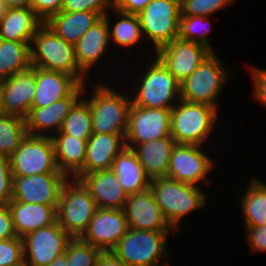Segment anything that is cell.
<instances>
[{"label": "cell", "instance_id": "6da1fadb", "mask_svg": "<svg viewBox=\"0 0 266 266\" xmlns=\"http://www.w3.org/2000/svg\"><path fill=\"white\" fill-rule=\"evenodd\" d=\"M91 85V95L88 93L87 84H84L82 98L91 108L92 132L121 135L124 139L128 129L129 111L131 107V96L129 93H122L116 87L112 88L108 83ZM128 95V96H127Z\"/></svg>", "mask_w": 266, "mask_h": 266}, {"label": "cell", "instance_id": "7a4b0ae2", "mask_svg": "<svg viewBox=\"0 0 266 266\" xmlns=\"http://www.w3.org/2000/svg\"><path fill=\"white\" fill-rule=\"evenodd\" d=\"M150 58L143 65L142 74H137L141 77L135 80L137 88L134 85L133 91L128 90L131 103L145 108L172 109L181 99L180 83L154 55Z\"/></svg>", "mask_w": 266, "mask_h": 266}, {"label": "cell", "instance_id": "3957f363", "mask_svg": "<svg viewBox=\"0 0 266 266\" xmlns=\"http://www.w3.org/2000/svg\"><path fill=\"white\" fill-rule=\"evenodd\" d=\"M196 185L179 182L169 177L150 181L157 204L170 226L178 232L183 217L196 210L205 208L207 193Z\"/></svg>", "mask_w": 266, "mask_h": 266}, {"label": "cell", "instance_id": "277c9868", "mask_svg": "<svg viewBox=\"0 0 266 266\" xmlns=\"http://www.w3.org/2000/svg\"><path fill=\"white\" fill-rule=\"evenodd\" d=\"M30 64L47 70L70 74L81 84L90 79L78 66L74 45L59 37L43 23L30 43Z\"/></svg>", "mask_w": 266, "mask_h": 266}, {"label": "cell", "instance_id": "5b68a950", "mask_svg": "<svg viewBox=\"0 0 266 266\" xmlns=\"http://www.w3.org/2000/svg\"><path fill=\"white\" fill-rule=\"evenodd\" d=\"M218 115L215 107L180 99L171 110L170 136L177 144L205 146L217 126Z\"/></svg>", "mask_w": 266, "mask_h": 266}, {"label": "cell", "instance_id": "8992f818", "mask_svg": "<svg viewBox=\"0 0 266 266\" xmlns=\"http://www.w3.org/2000/svg\"><path fill=\"white\" fill-rule=\"evenodd\" d=\"M176 231H150L129 228L112 252L128 266H166L167 241ZM163 259L165 261L163 262ZM163 262V263H162ZM166 263V264H165Z\"/></svg>", "mask_w": 266, "mask_h": 266}, {"label": "cell", "instance_id": "52a82bcc", "mask_svg": "<svg viewBox=\"0 0 266 266\" xmlns=\"http://www.w3.org/2000/svg\"><path fill=\"white\" fill-rule=\"evenodd\" d=\"M212 52L181 84V99L192 103H203L219 111L218 99L225 83L231 78L230 68Z\"/></svg>", "mask_w": 266, "mask_h": 266}, {"label": "cell", "instance_id": "ba28073f", "mask_svg": "<svg viewBox=\"0 0 266 266\" xmlns=\"http://www.w3.org/2000/svg\"><path fill=\"white\" fill-rule=\"evenodd\" d=\"M97 209L94 198L84 184L75 178L64 183L56 209L57 222L72 238H79L87 229Z\"/></svg>", "mask_w": 266, "mask_h": 266}, {"label": "cell", "instance_id": "9c48e42d", "mask_svg": "<svg viewBox=\"0 0 266 266\" xmlns=\"http://www.w3.org/2000/svg\"><path fill=\"white\" fill-rule=\"evenodd\" d=\"M144 40H150L153 51L178 38L181 3L178 0H151L139 12Z\"/></svg>", "mask_w": 266, "mask_h": 266}, {"label": "cell", "instance_id": "30bf717a", "mask_svg": "<svg viewBox=\"0 0 266 266\" xmlns=\"http://www.w3.org/2000/svg\"><path fill=\"white\" fill-rule=\"evenodd\" d=\"M10 166L13 176L61 173L51 137L27 134L11 155Z\"/></svg>", "mask_w": 266, "mask_h": 266}, {"label": "cell", "instance_id": "8fae6325", "mask_svg": "<svg viewBox=\"0 0 266 266\" xmlns=\"http://www.w3.org/2000/svg\"><path fill=\"white\" fill-rule=\"evenodd\" d=\"M203 147L176 143L170 156L167 177L198 187L203 182L210 187L212 178L207 177L214 171L215 161Z\"/></svg>", "mask_w": 266, "mask_h": 266}, {"label": "cell", "instance_id": "7c38bea8", "mask_svg": "<svg viewBox=\"0 0 266 266\" xmlns=\"http://www.w3.org/2000/svg\"><path fill=\"white\" fill-rule=\"evenodd\" d=\"M72 237L55 223L22 237L25 266H47L66 251Z\"/></svg>", "mask_w": 266, "mask_h": 266}, {"label": "cell", "instance_id": "4fadbf2b", "mask_svg": "<svg viewBox=\"0 0 266 266\" xmlns=\"http://www.w3.org/2000/svg\"><path fill=\"white\" fill-rule=\"evenodd\" d=\"M171 110L131 104L125 147L134 149L138 144L170 136Z\"/></svg>", "mask_w": 266, "mask_h": 266}, {"label": "cell", "instance_id": "5bb4252c", "mask_svg": "<svg viewBox=\"0 0 266 266\" xmlns=\"http://www.w3.org/2000/svg\"><path fill=\"white\" fill-rule=\"evenodd\" d=\"M67 180L68 177L63 173L13 176L12 200L54 206L57 209L62 187Z\"/></svg>", "mask_w": 266, "mask_h": 266}, {"label": "cell", "instance_id": "9a60e30c", "mask_svg": "<svg viewBox=\"0 0 266 266\" xmlns=\"http://www.w3.org/2000/svg\"><path fill=\"white\" fill-rule=\"evenodd\" d=\"M152 53L181 84L212 51L192 41L176 38Z\"/></svg>", "mask_w": 266, "mask_h": 266}, {"label": "cell", "instance_id": "2e32d148", "mask_svg": "<svg viewBox=\"0 0 266 266\" xmlns=\"http://www.w3.org/2000/svg\"><path fill=\"white\" fill-rule=\"evenodd\" d=\"M128 229L123 209L97 208L87 229L79 238L102 252L112 251Z\"/></svg>", "mask_w": 266, "mask_h": 266}, {"label": "cell", "instance_id": "e0dca14e", "mask_svg": "<svg viewBox=\"0 0 266 266\" xmlns=\"http://www.w3.org/2000/svg\"><path fill=\"white\" fill-rule=\"evenodd\" d=\"M84 84H80L68 97L41 108H31L25 119L27 134L52 137L60 131L70 109L82 97ZM53 133V134H52Z\"/></svg>", "mask_w": 266, "mask_h": 266}, {"label": "cell", "instance_id": "ac0fdd59", "mask_svg": "<svg viewBox=\"0 0 266 266\" xmlns=\"http://www.w3.org/2000/svg\"><path fill=\"white\" fill-rule=\"evenodd\" d=\"M123 210L129 228L150 231H175L164 217L150 188L140 193L128 195Z\"/></svg>", "mask_w": 266, "mask_h": 266}, {"label": "cell", "instance_id": "d6986e66", "mask_svg": "<svg viewBox=\"0 0 266 266\" xmlns=\"http://www.w3.org/2000/svg\"><path fill=\"white\" fill-rule=\"evenodd\" d=\"M4 114L26 119L30 113L36 87V67L16 73L1 81Z\"/></svg>", "mask_w": 266, "mask_h": 266}, {"label": "cell", "instance_id": "ffe728a7", "mask_svg": "<svg viewBox=\"0 0 266 266\" xmlns=\"http://www.w3.org/2000/svg\"><path fill=\"white\" fill-rule=\"evenodd\" d=\"M110 35L107 20L102 17L88 29L74 45L75 59L79 68L88 76L110 48ZM90 73V75H89Z\"/></svg>", "mask_w": 266, "mask_h": 266}, {"label": "cell", "instance_id": "44dd1931", "mask_svg": "<svg viewBox=\"0 0 266 266\" xmlns=\"http://www.w3.org/2000/svg\"><path fill=\"white\" fill-rule=\"evenodd\" d=\"M79 180L89 190L97 208L124 209L128 195L111 169L83 174Z\"/></svg>", "mask_w": 266, "mask_h": 266}, {"label": "cell", "instance_id": "7402d4cb", "mask_svg": "<svg viewBox=\"0 0 266 266\" xmlns=\"http://www.w3.org/2000/svg\"><path fill=\"white\" fill-rule=\"evenodd\" d=\"M124 147L125 139L121 135L93 133L87 140L84 167L74 178L79 179L83 174L111 169L114 159Z\"/></svg>", "mask_w": 266, "mask_h": 266}, {"label": "cell", "instance_id": "603a6c76", "mask_svg": "<svg viewBox=\"0 0 266 266\" xmlns=\"http://www.w3.org/2000/svg\"><path fill=\"white\" fill-rule=\"evenodd\" d=\"M80 84L70 74L36 67V87L31 108L46 107L66 98Z\"/></svg>", "mask_w": 266, "mask_h": 266}, {"label": "cell", "instance_id": "cb8c5ba5", "mask_svg": "<svg viewBox=\"0 0 266 266\" xmlns=\"http://www.w3.org/2000/svg\"><path fill=\"white\" fill-rule=\"evenodd\" d=\"M8 206L12 214L15 232L20 238L57 221L54 206L23 203L15 200H11Z\"/></svg>", "mask_w": 266, "mask_h": 266}, {"label": "cell", "instance_id": "d4e9b609", "mask_svg": "<svg viewBox=\"0 0 266 266\" xmlns=\"http://www.w3.org/2000/svg\"><path fill=\"white\" fill-rule=\"evenodd\" d=\"M176 141L171 136L138 144L133 150L150 180L167 177L169 161Z\"/></svg>", "mask_w": 266, "mask_h": 266}, {"label": "cell", "instance_id": "484cf974", "mask_svg": "<svg viewBox=\"0 0 266 266\" xmlns=\"http://www.w3.org/2000/svg\"><path fill=\"white\" fill-rule=\"evenodd\" d=\"M51 139L60 172L74 178L84 167L87 141L61 131L52 135Z\"/></svg>", "mask_w": 266, "mask_h": 266}, {"label": "cell", "instance_id": "4316f807", "mask_svg": "<svg viewBox=\"0 0 266 266\" xmlns=\"http://www.w3.org/2000/svg\"><path fill=\"white\" fill-rule=\"evenodd\" d=\"M111 170L116 174L127 195L150 188L151 180L145 174L136 152L131 148H123L114 159Z\"/></svg>", "mask_w": 266, "mask_h": 266}, {"label": "cell", "instance_id": "83f0119b", "mask_svg": "<svg viewBox=\"0 0 266 266\" xmlns=\"http://www.w3.org/2000/svg\"><path fill=\"white\" fill-rule=\"evenodd\" d=\"M43 23L31 7L8 8L0 21V34L7 41H31Z\"/></svg>", "mask_w": 266, "mask_h": 266}, {"label": "cell", "instance_id": "f1b7e54d", "mask_svg": "<svg viewBox=\"0 0 266 266\" xmlns=\"http://www.w3.org/2000/svg\"><path fill=\"white\" fill-rule=\"evenodd\" d=\"M102 17L96 12L60 11L51 16L45 24L67 43L75 45L84 33Z\"/></svg>", "mask_w": 266, "mask_h": 266}, {"label": "cell", "instance_id": "f546056e", "mask_svg": "<svg viewBox=\"0 0 266 266\" xmlns=\"http://www.w3.org/2000/svg\"><path fill=\"white\" fill-rule=\"evenodd\" d=\"M250 180L239 199L243 224L244 227L263 226L266 224V183L256 176Z\"/></svg>", "mask_w": 266, "mask_h": 266}, {"label": "cell", "instance_id": "4dcf8cb0", "mask_svg": "<svg viewBox=\"0 0 266 266\" xmlns=\"http://www.w3.org/2000/svg\"><path fill=\"white\" fill-rule=\"evenodd\" d=\"M113 11L118 20L114 24L110 19V13L104 16L109 26L110 44L114 43V46L117 45L116 48L133 49L135 45L144 40L138 15L116 9H112Z\"/></svg>", "mask_w": 266, "mask_h": 266}, {"label": "cell", "instance_id": "1f68e13d", "mask_svg": "<svg viewBox=\"0 0 266 266\" xmlns=\"http://www.w3.org/2000/svg\"><path fill=\"white\" fill-rule=\"evenodd\" d=\"M31 41H7L0 45V80L28 70L30 64Z\"/></svg>", "mask_w": 266, "mask_h": 266}, {"label": "cell", "instance_id": "d6a6232c", "mask_svg": "<svg viewBox=\"0 0 266 266\" xmlns=\"http://www.w3.org/2000/svg\"><path fill=\"white\" fill-rule=\"evenodd\" d=\"M26 135L25 119L17 115H0V156L10 158Z\"/></svg>", "mask_w": 266, "mask_h": 266}, {"label": "cell", "instance_id": "836d02e7", "mask_svg": "<svg viewBox=\"0 0 266 266\" xmlns=\"http://www.w3.org/2000/svg\"><path fill=\"white\" fill-rule=\"evenodd\" d=\"M60 131L86 141L93 134L91 108L82 97L70 109Z\"/></svg>", "mask_w": 266, "mask_h": 266}, {"label": "cell", "instance_id": "e575fe53", "mask_svg": "<svg viewBox=\"0 0 266 266\" xmlns=\"http://www.w3.org/2000/svg\"><path fill=\"white\" fill-rule=\"evenodd\" d=\"M210 24L209 17L181 15L178 38L203 45L215 52L208 36L212 29Z\"/></svg>", "mask_w": 266, "mask_h": 266}, {"label": "cell", "instance_id": "d590c367", "mask_svg": "<svg viewBox=\"0 0 266 266\" xmlns=\"http://www.w3.org/2000/svg\"><path fill=\"white\" fill-rule=\"evenodd\" d=\"M101 252L80 238H72L66 247L67 266H96Z\"/></svg>", "mask_w": 266, "mask_h": 266}, {"label": "cell", "instance_id": "8d00e7d4", "mask_svg": "<svg viewBox=\"0 0 266 266\" xmlns=\"http://www.w3.org/2000/svg\"><path fill=\"white\" fill-rule=\"evenodd\" d=\"M237 0H185L181 4V15L210 17L220 10L233 6Z\"/></svg>", "mask_w": 266, "mask_h": 266}, {"label": "cell", "instance_id": "74e56055", "mask_svg": "<svg viewBox=\"0 0 266 266\" xmlns=\"http://www.w3.org/2000/svg\"><path fill=\"white\" fill-rule=\"evenodd\" d=\"M23 240H0V266H24Z\"/></svg>", "mask_w": 266, "mask_h": 266}, {"label": "cell", "instance_id": "f35d334b", "mask_svg": "<svg viewBox=\"0 0 266 266\" xmlns=\"http://www.w3.org/2000/svg\"><path fill=\"white\" fill-rule=\"evenodd\" d=\"M113 0H63L60 11L64 12H78L90 11L96 12L101 17L112 11Z\"/></svg>", "mask_w": 266, "mask_h": 266}, {"label": "cell", "instance_id": "ab89813d", "mask_svg": "<svg viewBox=\"0 0 266 266\" xmlns=\"http://www.w3.org/2000/svg\"><path fill=\"white\" fill-rule=\"evenodd\" d=\"M13 175L10 158L0 156V206L7 205L12 200Z\"/></svg>", "mask_w": 266, "mask_h": 266}, {"label": "cell", "instance_id": "60d3db41", "mask_svg": "<svg viewBox=\"0 0 266 266\" xmlns=\"http://www.w3.org/2000/svg\"><path fill=\"white\" fill-rule=\"evenodd\" d=\"M247 231L244 235L249 250L254 254L266 252V224L257 227H245Z\"/></svg>", "mask_w": 266, "mask_h": 266}, {"label": "cell", "instance_id": "b9f144b4", "mask_svg": "<svg viewBox=\"0 0 266 266\" xmlns=\"http://www.w3.org/2000/svg\"><path fill=\"white\" fill-rule=\"evenodd\" d=\"M250 75L253 81V97L266 108V69L258 67H249Z\"/></svg>", "mask_w": 266, "mask_h": 266}, {"label": "cell", "instance_id": "7bdbcfd3", "mask_svg": "<svg viewBox=\"0 0 266 266\" xmlns=\"http://www.w3.org/2000/svg\"><path fill=\"white\" fill-rule=\"evenodd\" d=\"M63 0H31L30 7L45 23L51 16L60 12Z\"/></svg>", "mask_w": 266, "mask_h": 266}, {"label": "cell", "instance_id": "ee69618b", "mask_svg": "<svg viewBox=\"0 0 266 266\" xmlns=\"http://www.w3.org/2000/svg\"><path fill=\"white\" fill-rule=\"evenodd\" d=\"M17 237L12 220L10 208L7 205L0 206V240H8Z\"/></svg>", "mask_w": 266, "mask_h": 266}, {"label": "cell", "instance_id": "f6af8a7d", "mask_svg": "<svg viewBox=\"0 0 266 266\" xmlns=\"http://www.w3.org/2000/svg\"><path fill=\"white\" fill-rule=\"evenodd\" d=\"M151 0H113V7L116 10L138 14Z\"/></svg>", "mask_w": 266, "mask_h": 266}, {"label": "cell", "instance_id": "bcb514c9", "mask_svg": "<svg viewBox=\"0 0 266 266\" xmlns=\"http://www.w3.org/2000/svg\"><path fill=\"white\" fill-rule=\"evenodd\" d=\"M96 266H128L125 262L119 259L112 251L101 252Z\"/></svg>", "mask_w": 266, "mask_h": 266}, {"label": "cell", "instance_id": "7dc6e473", "mask_svg": "<svg viewBox=\"0 0 266 266\" xmlns=\"http://www.w3.org/2000/svg\"><path fill=\"white\" fill-rule=\"evenodd\" d=\"M7 8H25L30 7L31 0H4Z\"/></svg>", "mask_w": 266, "mask_h": 266}, {"label": "cell", "instance_id": "c3c4849f", "mask_svg": "<svg viewBox=\"0 0 266 266\" xmlns=\"http://www.w3.org/2000/svg\"><path fill=\"white\" fill-rule=\"evenodd\" d=\"M68 262H67V253L66 251L61 254L58 255L50 264H48L47 266H67Z\"/></svg>", "mask_w": 266, "mask_h": 266}, {"label": "cell", "instance_id": "681fc988", "mask_svg": "<svg viewBox=\"0 0 266 266\" xmlns=\"http://www.w3.org/2000/svg\"><path fill=\"white\" fill-rule=\"evenodd\" d=\"M7 6L5 5L4 1H0V21L2 17L6 14Z\"/></svg>", "mask_w": 266, "mask_h": 266}, {"label": "cell", "instance_id": "f907efd6", "mask_svg": "<svg viewBox=\"0 0 266 266\" xmlns=\"http://www.w3.org/2000/svg\"><path fill=\"white\" fill-rule=\"evenodd\" d=\"M3 109H2V86H1V80H0V115H3Z\"/></svg>", "mask_w": 266, "mask_h": 266}, {"label": "cell", "instance_id": "816d5d0a", "mask_svg": "<svg viewBox=\"0 0 266 266\" xmlns=\"http://www.w3.org/2000/svg\"><path fill=\"white\" fill-rule=\"evenodd\" d=\"M2 41H3V38H2V36L0 34V45L2 44Z\"/></svg>", "mask_w": 266, "mask_h": 266}, {"label": "cell", "instance_id": "f5cc1de1", "mask_svg": "<svg viewBox=\"0 0 266 266\" xmlns=\"http://www.w3.org/2000/svg\"><path fill=\"white\" fill-rule=\"evenodd\" d=\"M181 4L185 1V0H178Z\"/></svg>", "mask_w": 266, "mask_h": 266}]
</instances>
